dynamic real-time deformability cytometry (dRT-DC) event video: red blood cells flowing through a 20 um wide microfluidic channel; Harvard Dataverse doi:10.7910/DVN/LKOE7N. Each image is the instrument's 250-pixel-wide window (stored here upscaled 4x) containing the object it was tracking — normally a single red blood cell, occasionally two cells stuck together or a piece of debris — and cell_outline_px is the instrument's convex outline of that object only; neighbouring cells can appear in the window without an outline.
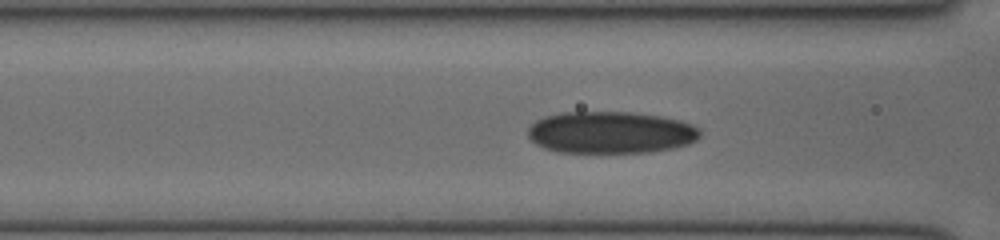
{"species": "human", "species_latin": "Homo sapiens", "temperature_condition": "cold", "stored_images_in_passage": 24, "camera_frame_rate_fps": 3000, "um_per_image_px": 0.085, "donor": {"sex": "female"}, "frame": {"image": 1, "passage_image": 3, "time_ms": 0.667, "image_size_px": [1000, 240], "cell_outline_px": [[700, 136], [696, 140], [688, 144], [672, 148], [652, 152], [556, 152], [544, 148], [536, 144], [528, 136], [528, 128], [536, 120], [544, 116], [560, 112], [632, 112], [660, 116], [680, 120], [692, 124], [700, 128]], "centroid_in_image_um": [51.91, 11.25], "position_along_channel_um": 114.7, "area_um2": 42.31}}
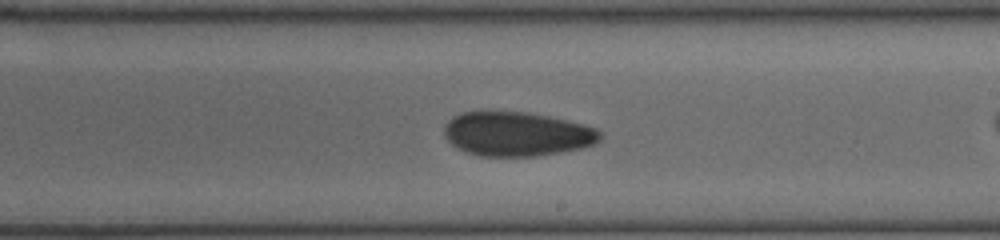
{"frame": {"image": 2, "passage_image": 12, "time_ms": 3.667, "image_size_px": [1000, 240], "cell_outline_px": [[604, 136], [596, 144], [564, 152], [536, 156], [480, 156], [464, 152], [456, 148], [444, 136], [444, 124], [452, 116], [464, 112], [528, 112], [548, 116], [596, 128]], "centroid_in_image_um": [43.92, 11.4], "position_along_channel_um": 245.1, "area_um2": 40.34}}
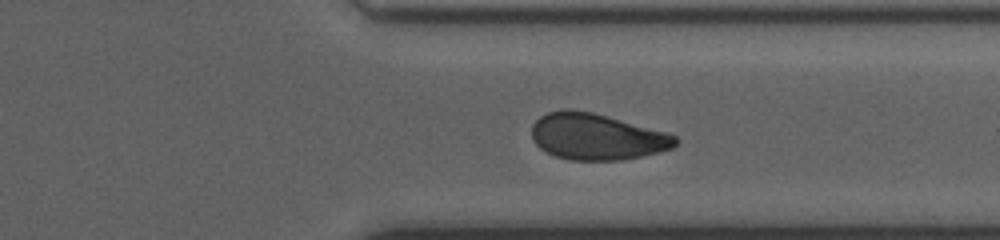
{"frame": {"image": 3, "passage_image": 20, "time_ms": 6.333, "image_size_px": [1000, 240], "cell_outline_px": [[680, 140], [672, 148], [640, 156], [620, 160], [572, 160], [556, 156], [540, 148], [532, 140], [532, 124], [540, 116], [548, 112], [564, 108], [572, 108], [592, 112], [668, 132], [676, 136]], "centroid_in_image_um": [50.71, 11.6], "position_along_channel_um": 360.7, "area_um2": 38.84}}